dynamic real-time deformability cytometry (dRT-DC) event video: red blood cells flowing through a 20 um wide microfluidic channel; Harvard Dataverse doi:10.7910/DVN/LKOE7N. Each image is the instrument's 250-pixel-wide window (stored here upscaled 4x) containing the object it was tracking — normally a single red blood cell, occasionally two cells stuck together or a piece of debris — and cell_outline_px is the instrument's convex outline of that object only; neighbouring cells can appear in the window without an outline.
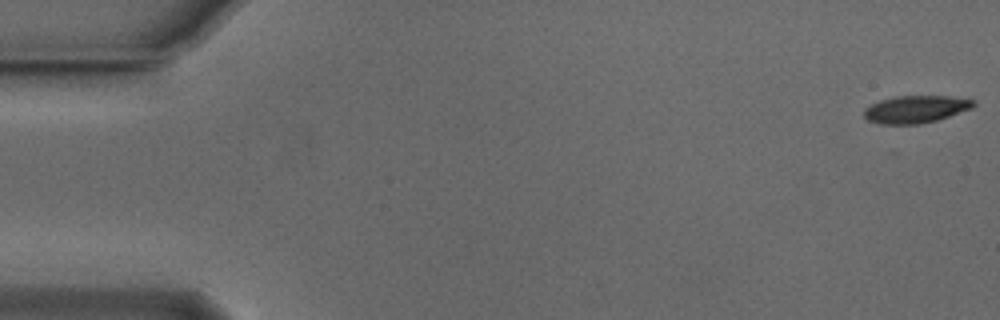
{"species": "Egyptian fruit bat (a non-hibernating species)", "species_latin": "Rousettus aegyptiacus", "temperature_condition": "cold", "stored_images_in_passage": 54, "camera_frame_rate_fps": 3000, "um_per_image_px": 0.085, "animal": {"sex": "male"}, "frame": {"image": 1, "passage_image": 1, "time_ms": 0.0, "image_size_px": [1000, 320], "cell_outline_px": [[976, 104], [972, 108], [936, 120], [920, 124], [880, 124], [868, 120], [864, 116], [864, 108], [880, 100], [892, 96], [948, 96], [976, 100]], "centroid_in_image_um": [77.82, 9.28], "position_along_channel_um": 7.2, "area_um2": 17.46}}
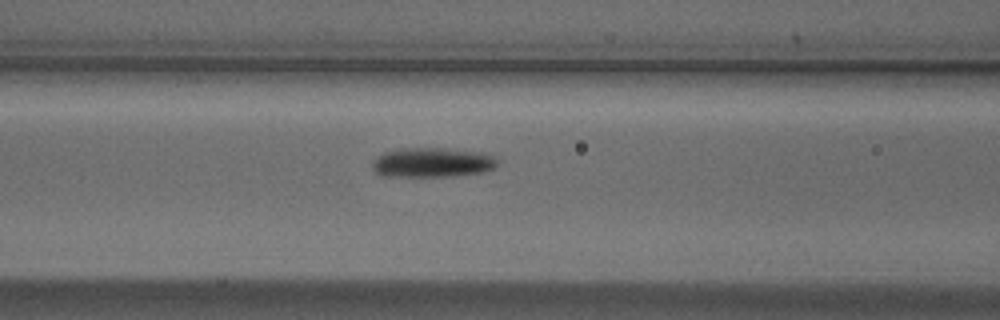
{"frame": {"image": 2, "passage_image": 22, "time_ms": 7.0, "image_size_px": [1000, 320], "cell_outline_px": [[500, 160], [492, 168], [480, 172], [452, 176], [380, 176], [372, 168], [372, 160], [376, 156], [384, 152], [400, 148], [448, 148], [484, 152]], "centroid_in_image_um": [36.7, 13.79], "position_along_channel_um": 129.9, "area_um2": 21.73}}
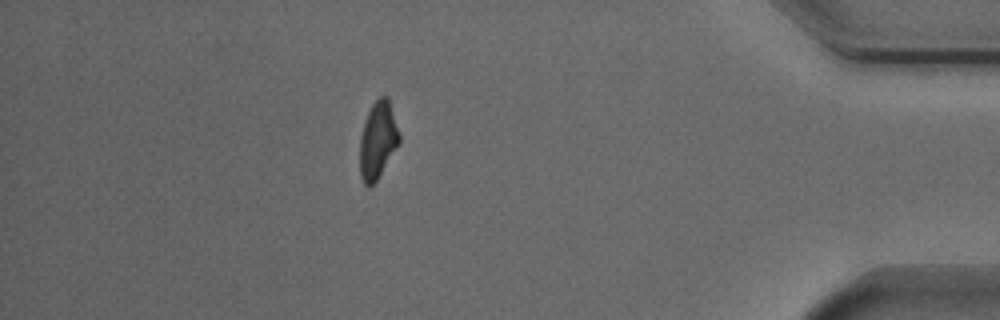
{"frame": {"image": 3, "passage_image": 47, "time_ms": 15.333, "image_size_px": [1000, 320], "cell_outline_px": [[400, 144], [376, 180], [368, 188], [364, 184], [360, 176], [360, 136], [364, 120], [372, 104], [380, 96], [388, 96], [400, 136]], "centroid_in_image_um": [32.11, 11.91], "position_along_channel_um": 403.1, "area_um2": 17.74}, "authors_computed_cell_mechanics": {"area_um2": 18.9873, "velocity_mm_per_s": 3.8466, "shape_relaxation_time_tau1_ms": 1.978, "shape_relaxation_time_tau2_ms": null, "deformation_change_tau1": 0.1457, "deformation_change_tau2": null}}